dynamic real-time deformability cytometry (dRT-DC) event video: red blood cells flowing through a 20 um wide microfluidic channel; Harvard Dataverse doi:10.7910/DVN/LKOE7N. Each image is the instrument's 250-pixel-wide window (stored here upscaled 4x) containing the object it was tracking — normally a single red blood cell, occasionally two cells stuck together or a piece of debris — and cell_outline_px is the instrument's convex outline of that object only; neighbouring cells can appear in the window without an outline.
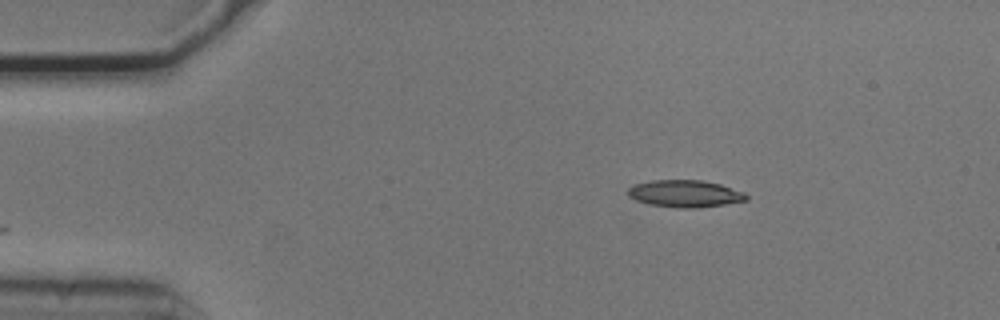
{"species": "common noctule bat (a hibernating species)", "species_latin": "Nyctalus noctula", "temperature_condition": "cold", "stored_images_in_passage": 46, "camera_frame_rate_fps": 3000, "um_per_image_px": 0.085, "animal": {"sex": "male", "body_mass_g": 20.5, "forearm_length_mm": 52.5}, "frame": {"image": 1, "passage_image": 1, "time_ms": 0.0, "image_size_px": [1000, 320], "cell_outline_px": [[748, 200], [700, 208], [676, 208], [648, 204], [636, 200], [628, 196], [628, 188], [636, 184], [652, 180], [700, 180], [720, 184], [744, 192], [748, 196]], "centroid_in_image_um": [58.23, 16.47], "position_along_channel_um": 26.8, "area_um2": 18.73}}
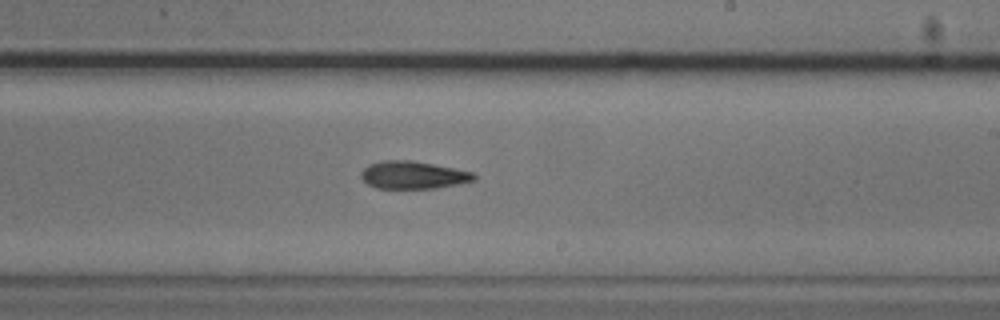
{"frame": {"image": 2, "passage_image": 24, "time_ms": 7.667, "image_size_px": [1000, 320], "cell_outline_px": [[476, 180], [460, 184], [436, 188], [376, 188], [368, 184], [360, 176], [360, 172], [368, 164], [384, 160], [412, 160], [472, 172], [476, 176]], "centroid_in_image_um": [35.1, 14.88], "position_along_channel_um": 253.9, "area_um2": 18.15}}
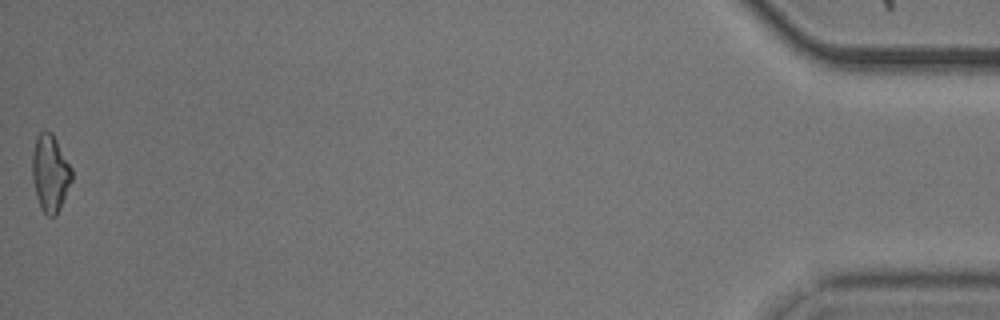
{"frame": {"image": 3, "passage_image": 46, "time_ms": 15.0, "image_size_px": [1000, 320], "cell_outline_px": [[72, 180], [60, 208], [56, 216], [48, 216], [40, 208], [36, 196], [32, 180], [32, 152], [36, 136], [44, 128], [52, 132], [72, 168]], "centroid_in_image_um": [4.25, 14.69], "position_along_channel_um": 430.9, "area_um2": 17.98}, "authors_computed_cell_mechanics": {"area_um2": 18.207, "velocity_mm_per_s": 3.7471, "shape_relaxation_time_tau1_ms": 3.7778, "shape_relaxation_time_tau2_ms": 8.2724, "deformation_change_tau1": 0.1205, "deformation_change_tau2": 0.1998}}